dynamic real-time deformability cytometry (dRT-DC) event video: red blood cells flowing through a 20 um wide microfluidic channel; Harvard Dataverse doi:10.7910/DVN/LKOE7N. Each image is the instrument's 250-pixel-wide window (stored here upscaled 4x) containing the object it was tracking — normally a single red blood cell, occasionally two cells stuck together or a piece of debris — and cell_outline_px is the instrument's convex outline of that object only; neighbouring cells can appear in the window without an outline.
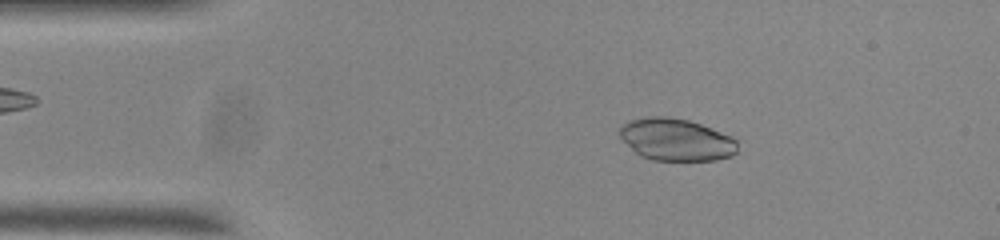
{"species": "common noctule bat (a hibernating species)", "species_latin": "Nyctalus noctula", "temperature_condition": "room temperature", "stored_images_in_passage": 54, "segment_of_instrument_passage": [1, 2], "camera_frame_rate_fps": 3000, "um_per_image_px": 0.085, "animal": {"sex": "male", "body_mass_g": 20.0, "forearm_length_mm": 53.3}, "frame": {"image": 1, "passage_image": 8, "time_ms": 2.333, "image_size_px": [1000, 240], "cell_outline_px": [[736, 152], [732, 156], [716, 160], [652, 160], [640, 156], [620, 136], [620, 128], [628, 120], [648, 116], [664, 116], [688, 120], [700, 124], [732, 136], [736, 140]], "centroid_in_image_um": [57.48, 11.86], "position_along_channel_um": 27.5, "area_um2": 28.78}}
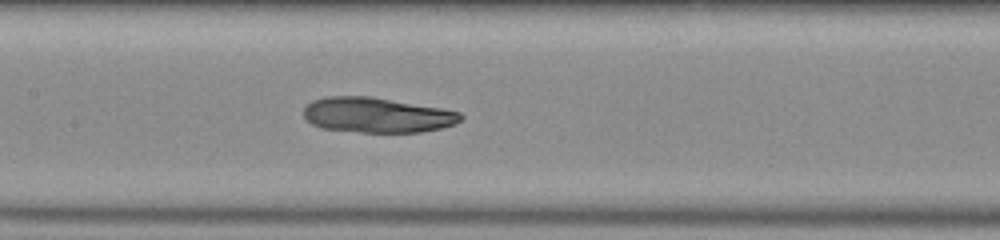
{"frame": {"image": 2, "passage_image": 24, "time_ms": 7.667, "image_size_px": [1000, 240], "cell_outline_px": [[464, 116], [456, 124], [440, 128], [420, 132], [360, 132], [320, 128], [312, 124], [304, 116], [304, 108], [312, 100], [324, 96], [372, 96], [440, 108], [460, 112]], "centroid_in_image_um": [32.03, 9.77], "position_along_channel_um": 175.4, "area_um2": 32.19}}
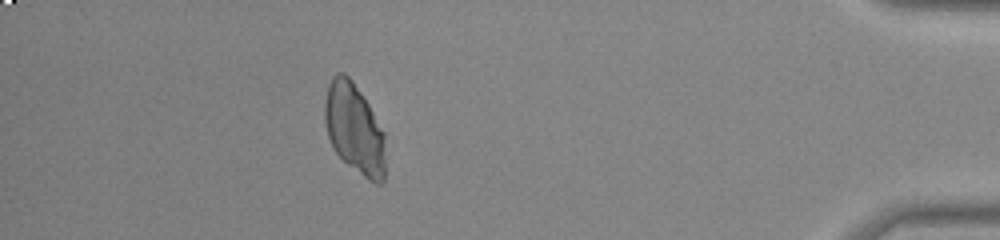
{"frame": {"image": 3, "passage_image": 47, "time_ms": 15.333, "image_size_px": [1000, 240], "cell_outline_px": [[384, 180], [380, 184], [376, 184], [368, 180], [348, 164], [332, 148], [328, 136], [324, 120], [324, 104], [328, 84], [332, 76], [336, 72], [344, 72], [352, 80], [368, 104], [384, 132]], "centroid_in_image_um": [30.1, 10.92], "position_along_channel_um": 405.1, "area_um2": 31.79}}